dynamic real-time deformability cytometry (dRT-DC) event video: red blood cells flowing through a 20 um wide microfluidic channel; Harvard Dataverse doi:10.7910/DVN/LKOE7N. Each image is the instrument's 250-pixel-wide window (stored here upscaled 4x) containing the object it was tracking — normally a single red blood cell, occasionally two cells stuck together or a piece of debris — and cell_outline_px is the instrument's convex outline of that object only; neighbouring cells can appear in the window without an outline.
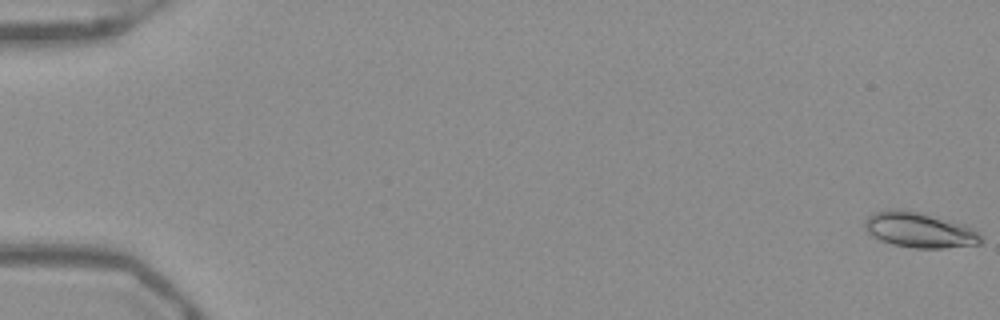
{"species": "Egyptian fruit bat (a non-hibernating species)", "species_latin": "Rousettus aegyptiacus", "temperature_condition": "warm", "stored_images_in_passage": 17, "camera_frame_rate_fps": 3000, "um_per_image_px": 0.085, "frame": {"image": 1, "passage_image": 1, "time_ms": 0.0, "image_size_px": [1000, 320], "cell_outline_px": [[984, 240], [980, 244], [944, 248], [916, 248], [892, 244], [880, 240], [872, 236], [864, 228], [864, 220], [872, 212], [888, 208], [900, 208], [920, 212], [964, 224], [976, 228], [980, 232]], "centroid_in_image_um": [78.16, 19.53], "position_along_channel_um": 6.8, "area_um2": 24.45}}
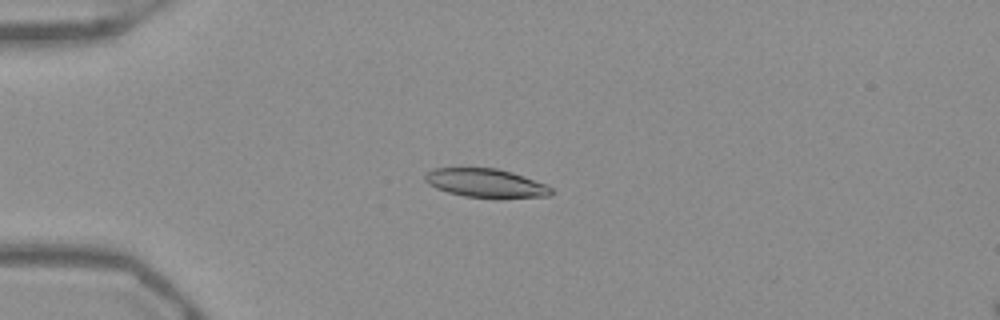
{"frame": {"image": 2, "passage_image": 15, "time_ms": 4.667, "image_size_px": [1000, 320], "cell_outline_px": [[556, 192], [552, 196], [500, 200], [496, 200], [464, 196], [448, 192], [436, 188], [428, 184], [424, 180], [424, 176], [432, 168], [496, 168], [512, 172], [524, 176], [544, 184], [552, 188]], "centroid_in_image_um": [41.36, 15.61], "position_along_channel_um": 43.6, "area_um2": 21.85}}